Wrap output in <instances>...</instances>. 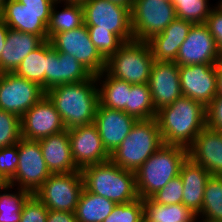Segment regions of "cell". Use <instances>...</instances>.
Returning <instances> with one entry per match:
<instances>
[{
  "label": "cell",
  "mask_w": 222,
  "mask_h": 222,
  "mask_svg": "<svg viewBox=\"0 0 222 222\" xmlns=\"http://www.w3.org/2000/svg\"><path fill=\"white\" fill-rule=\"evenodd\" d=\"M206 24H193L181 44L175 62L179 65L217 64L221 59Z\"/></svg>",
  "instance_id": "5bb4252c"
},
{
  "label": "cell",
  "mask_w": 222,
  "mask_h": 222,
  "mask_svg": "<svg viewBox=\"0 0 222 222\" xmlns=\"http://www.w3.org/2000/svg\"><path fill=\"white\" fill-rule=\"evenodd\" d=\"M214 37L217 49L222 57V1L216 2L205 23Z\"/></svg>",
  "instance_id": "60d3db41"
},
{
  "label": "cell",
  "mask_w": 222,
  "mask_h": 222,
  "mask_svg": "<svg viewBox=\"0 0 222 222\" xmlns=\"http://www.w3.org/2000/svg\"><path fill=\"white\" fill-rule=\"evenodd\" d=\"M72 157L78 170L110 160L94 123L68 129Z\"/></svg>",
  "instance_id": "e0dca14e"
},
{
  "label": "cell",
  "mask_w": 222,
  "mask_h": 222,
  "mask_svg": "<svg viewBox=\"0 0 222 222\" xmlns=\"http://www.w3.org/2000/svg\"><path fill=\"white\" fill-rule=\"evenodd\" d=\"M59 6L62 7L61 10L58 9ZM83 24L84 11L81 3L55 1L51 8L50 22L48 24V40L56 33L70 31Z\"/></svg>",
  "instance_id": "4316f807"
},
{
  "label": "cell",
  "mask_w": 222,
  "mask_h": 222,
  "mask_svg": "<svg viewBox=\"0 0 222 222\" xmlns=\"http://www.w3.org/2000/svg\"><path fill=\"white\" fill-rule=\"evenodd\" d=\"M84 189L81 170L51 174L34 194L48 210L75 212Z\"/></svg>",
  "instance_id": "30bf717a"
},
{
  "label": "cell",
  "mask_w": 222,
  "mask_h": 222,
  "mask_svg": "<svg viewBox=\"0 0 222 222\" xmlns=\"http://www.w3.org/2000/svg\"><path fill=\"white\" fill-rule=\"evenodd\" d=\"M56 0H7L2 20L10 29L31 33L48 40L51 8Z\"/></svg>",
  "instance_id": "52a82bcc"
},
{
  "label": "cell",
  "mask_w": 222,
  "mask_h": 222,
  "mask_svg": "<svg viewBox=\"0 0 222 222\" xmlns=\"http://www.w3.org/2000/svg\"><path fill=\"white\" fill-rule=\"evenodd\" d=\"M155 59L147 41L124 42L106 60L105 71L112 77L131 84L148 83Z\"/></svg>",
  "instance_id": "8992f818"
},
{
  "label": "cell",
  "mask_w": 222,
  "mask_h": 222,
  "mask_svg": "<svg viewBox=\"0 0 222 222\" xmlns=\"http://www.w3.org/2000/svg\"><path fill=\"white\" fill-rule=\"evenodd\" d=\"M144 217L143 199L116 204L103 222H139Z\"/></svg>",
  "instance_id": "d590c367"
},
{
  "label": "cell",
  "mask_w": 222,
  "mask_h": 222,
  "mask_svg": "<svg viewBox=\"0 0 222 222\" xmlns=\"http://www.w3.org/2000/svg\"><path fill=\"white\" fill-rule=\"evenodd\" d=\"M115 205L114 201L93 194L84 188L75 210L76 220L77 222H103Z\"/></svg>",
  "instance_id": "83f0119b"
},
{
  "label": "cell",
  "mask_w": 222,
  "mask_h": 222,
  "mask_svg": "<svg viewBox=\"0 0 222 222\" xmlns=\"http://www.w3.org/2000/svg\"><path fill=\"white\" fill-rule=\"evenodd\" d=\"M18 163V143L0 148V182L8 183L15 176Z\"/></svg>",
  "instance_id": "f35d334b"
},
{
  "label": "cell",
  "mask_w": 222,
  "mask_h": 222,
  "mask_svg": "<svg viewBox=\"0 0 222 222\" xmlns=\"http://www.w3.org/2000/svg\"><path fill=\"white\" fill-rule=\"evenodd\" d=\"M55 50L74 56L92 75L105 70L106 60L92 43L87 26L56 33L49 40Z\"/></svg>",
  "instance_id": "8fae6325"
},
{
  "label": "cell",
  "mask_w": 222,
  "mask_h": 222,
  "mask_svg": "<svg viewBox=\"0 0 222 222\" xmlns=\"http://www.w3.org/2000/svg\"><path fill=\"white\" fill-rule=\"evenodd\" d=\"M180 85L183 96L207 107L217 96L216 64L179 66Z\"/></svg>",
  "instance_id": "9a60e30c"
},
{
  "label": "cell",
  "mask_w": 222,
  "mask_h": 222,
  "mask_svg": "<svg viewBox=\"0 0 222 222\" xmlns=\"http://www.w3.org/2000/svg\"><path fill=\"white\" fill-rule=\"evenodd\" d=\"M46 92L35 82L17 76L15 73L0 74V110L11 112L20 118Z\"/></svg>",
  "instance_id": "4fadbf2b"
},
{
  "label": "cell",
  "mask_w": 222,
  "mask_h": 222,
  "mask_svg": "<svg viewBox=\"0 0 222 222\" xmlns=\"http://www.w3.org/2000/svg\"><path fill=\"white\" fill-rule=\"evenodd\" d=\"M84 188L116 204L139 198L135 172L118 167L111 160L81 170Z\"/></svg>",
  "instance_id": "3957f363"
},
{
  "label": "cell",
  "mask_w": 222,
  "mask_h": 222,
  "mask_svg": "<svg viewBox=\"0 0 222 222\" xmlns=\"http://www.w3.org/2000/svg\"><path fill=\"white\" fill-rule=\"evenodd\" d=\"M48 211L47 207L32 194L23 206L20 222H46Z\"/></svg>",
  "instance_id": "ab89813d"
},
{
  "label": "cell",
  "mask_w": 222,
  "mask_h": 222,
  "mask_svg": "<svg viewBox=\"0 0 222 222\" xmlns=\"http://www.w3.org/2000/svg\"><path fill=\"white\" fill-rule=\"evenodd\" d=\"M130 14L136 41H148L176 18L173 4L166 0H134Z\"/></svg>",
  "instance_id": "9c48e42d"
},
{
  "label": "cell",
  "mask_w": 222,
  "mask_h": 222,
  "mask_svg": "<svg viewBox=\"0 0 222 222\" xmlns=\"http://www.w3.org/2000/svg\"><path fill=\"white\" fill-rule=\"evenodd\" d=\"M136 118L122 110L110 109L99 104L94 124L106 151L111 154L130 133Z\"/></svg>",
  "instance_id": "ffe728a7"
},
{
  "label": "cell",
  "mask_w": 222,
  "mask_h": 222,
  "mask_svg": "<svg viewBox=\"0 0 222 222\" xmlns=\"http://www.w3.org/2000/svg\"><path fill=\"white\" fill-rule=\"evenodd\" d=\"M143 204L149 222H198L197 214L183 204L164 205L151 198L144 199Z\"/></svg>",
  "instance_id": "f1b7e54d"
},
{
  "label": "cell",
  "mask_w": 222,
  "mask_h": 222,
  "mask_svg": "<svg viewBox=\"0 0 222 222\" xmlns=\"http://www.w3.org/2000/svg\"><path fill=\"white\" fill-rule=\"evenodd\" d=\"M90 39L96 49L107 60L115 54L123 42L112 32L103 29H88Z\"/></svg>",
  "instance_id": "8d00e7d4"
},
{
  "label": "cell",
  "mask_w": 222,
  "mask_h": 222,
  "mask_svg": "<svg viewBox=\"0 0 222 222\" xmlns=\"http://www.w3.org/2000/svg\"><path fill=\"white\" fill-rule=\"evenodd\" d=\"M206 126L219 130L222 127V96H216L206 107Z\"/></svg>",
  "instance_id": "b9f144b4"
},
{
  "label": "cell",
  "mask_w": 222,
  "mask_h": 222,
  "mask_svg": "<svg viewBox=\"0 0 222 222\" xmlns=\"http://www.w3.org/2000/svg\"><path fill=\"white\" fill-rule=\"evenodd\" d=\"M47 71L46 40L23 59L15 74L40 85L45 91V72Z\"/></svg>",
  "instance_id": "1f68e13d"
},
{
  "label": "cell",
  "mask_w": 222,
  "mask_h": 222,
  "mask_svg": "<svg viewBox=\"0 0 222 222\" xmlns=\"http://www.w3.org/2000/svg\"><path fill=\"white\" fill-rule=\"evenodd\" d=\"M44 41L41 36L9 28L0 56V74L14 73L23 59Z\"/></svg>",
  "instance_id": "cb8c5ba5"
},
{
  "label": "cell",
  "mask_w": 222,
  "mask_h": 222,
  "mask_svg": "<svg viewBox=\"0 0 222 222\" xmlns=\"http://www.w3.org/2000/svg\"><path fill=\"white\" fill-rule=\"evenodd\" d=\"M7 0H0V3L3 5Z\"/></svg>",
  "instance_id": "f907efd6"
},
{
  "label": "cell",
  "mask_w": 222,
  "mask_h": 222,
  "mask_svg": "<svg viewBox=\"0 0 222 222\" xmlns=\"http://www.w3.org/2000/svg\"><path fill=\"white\" fill-rule=\"evenodd\" d=\"M206 107L189 97L181 96L157 111L163 144L189 148L206 127Z\"/></svg>",
  "instance_id": "6da1fadb"
},
{
  "label": "cell",
  "mask_w": 222,
  "mask_h": 222,
  "mask_svg": "<svg viewBox=\"0 0 222 222\" xmlns=\"http://www.w3.org/2000/svg\"><path fill=\"white\" fill-rule=\"evenodd\" d=\"M8 31H9V27L3 20H1L0 21V56L5 45Z\"/></svg>",
  "instance_id": "ee69618b"
},
{
  "label": "cell",
  "mask_w": 222,
  "mask_h": 222,
  "mask_svg": "<svg viewBox=\"0 0 222 222\" xmlns=\"http://www.w3.org/2000/svg\"><path fill=\"white\" fill-rule=\"evenodd\" d=\"M183 182L178 175L171 179L162 189L155 193L151 199L160 204H182L183 199Z\"/></svg>",
  "instance_id": "74e56055"
},
{
  "label": "cell",
  "mask_w": 222,
  "mask_h": 222,
  "mask_svg": "<svg viewBox=\"0 0 222 222\" xmlns=\"http://www.w3.org/2000/svg\"><path fill=\"white\" fill-rule=\"evenodd\" d=\"M31 195L32 193L27 190L2 183L0 185V222H20L23 206Z\"/></svg>",
  "instance_id": "f546056e"
},
{
  "label": "cell",
  "mask_w": 222,
  "mask_h": 222,
  "mask_svg": "<svg viewBox=\"0 0 222 222\" xmlns=\"http://www.w3.org/2000/svg\"><path fill=\"white\" fill-rule=\"evenodd\" d=\"M188 157L211 176H222V136L206 126L188 148Z\"/></svg>",
  "instance_id": "44dd1931"
},
{
  "label": "cell",
  "mask_w": 222,
  "mask_h": 222,
  "mask_svg": "<svg viewBox=\"0 0 222 222\" xmlns=\"http://www.w3.org/2000/svg\"><path fill=\"white\" fill-rule=\"evenodd\" d=\"M152 104L156 110L169 106L183 96L179 65L176 62L154 61L148 81Z\"/></svg>",
  "instance_id": "ac0fdd59"
},
{
  "label": "cell",
  "mask_w": 222,
  "mask_h": 222,
  "mask_svg": "<svg viewBox=\"0 0 222 222\" xmlns=\"http://www.w3.org/2000/svg\"><path fill=\"white\" fill-rule=\"evenodd\" d=\"M46 222H77L75 212L48 211Z\"/></svg>",
  "instance_id": "7bdbcfd3"
},
{
  "label": "cell",
  "mask_w": 222,
  "mask_h": 222,
  "mask_svg": "<svg viewBox=\"0 0 222 222\" xmlns=\"http://www.w3.org/2000/svg\"><path fill=\"white\" fill-rule=\"evenodd\" d=\"M192 22L175 18L162 32L147 42L156 61L175 62L181 44L185 41Z\"/></svg>",
  "instance_id": "7402d4cb"
},
{
  "label": "cell",
  "mask_w": 222,
  "mask_h": 222,
  "mask_svg": "<svg viewBox=\"0 0 222 222\" xmlns=\"http://www.w3.org/2000/svg\"><path fill=\"white\" fill-rule=\"evenodd\" d=\"M179 175L184 186L182 204L198 214L203 205L205 185L211 174L187 157L181 165Z\"/></svg>",
  "instance_id": "d4e9b609"
},
{
  "label": "cell",
  "mask_w": 222,
  "mask_h": 222,
  "mask_svg": "<svg viewBox=\"0 0 222 222\" xmlns=\"http://www.w3.org/2000/svg\"><path fill=\"white\" fill-rule=\"evenodd\" d=\"M109 1L116 2L118 4H121V5L131 8L134 0H109Z\"/></svg>",
  "instance_id": "bcb514c9"
},
{
  "label": "cell",
  "mask_w": 222,
  "mask_h": 222,
  "mask_svg": "<svg viewBox=\"0 0 222 222\" xmlns=\"http://www.w3.org/2000/svg\"><path fill=\"white\" fill-rule=\"evenodd\" d=\"M46 60L45 92L58 85L85 81L92 76L74 56L55 50L49 40H46Z\"/></svg>",
  "instance_id": "d6986e66"
},
{
  "label": "cell",
  "mask_w": 222,
  "mask_h": 222,
  "mask_svg": "<svg viewBox=\"0 0 222 222\" xmlns=\"http://www.w3.org/2000/svg\"><path fill=\"white\" fill-rule=\"evenodd\" d=\"M99 103L103 107L126 112L131 83L110 76L105 70L96 75Z\"/></svg>",
  "instance_id": "484cf974"
},
{
  "label": "cell",
  "mask_w": 222,
  "mask_h": 222,
  "mask_svg": "<svg viewBox=\"0 0 222 222\" xmlns=\"http://www.w3.org/2000/svg\"><path fill=\"white\" fill-rule=\"evenodd\" d=\"M56 1H59L61 3L63 2H69V3H84L86 0H56Z\"/></svg>",
  "instance_id": "7dc6e473"
},
{
  "label": "cell",
  "mask_w": 222,
  "mask_h": 222,
  "mask_svg": "<svg viewBox=\"0 0 222 222\" xmlns=\"http://www.w3.org/2000/svg\"><path fill=\"white\" fill-rule=\"evenodd\" d=\"M46 96L59 112L67 130L94 123L100 104L96 76L77 83L58 85L48 90Z\"/></svg>",
  "instance_id": "7a4b0ae2"
},
{
  "label": "cell",
  "mask_w": 222,
  "mask_h": 222,
  "mask_svg": "<svg viewBox=\"0 0 222 222\" xmlns=\"http://www.w3.org/2000/svg\"><path fill=\"white\" fill-rule=\"evenodd\" d=\"M3 5L0 3V21L2 20Z\"/></svg>",
  "instance_id": "c3c4849f"
},
{
  "label": "cell",
  "mask_w": 222,
  "mask_h": 222,
  "mask_svg": "<svg viewBox=\"0 0 222 222\" xmlns=\"http://www.w3.org/2000/svg\"><path fill=\"white\" fill-rule=\"evenodd\" d=\"M139 222H149L145 217H143Z\"/></svg>",
  "instance_id": "681fc988"
},
{
  "label": "cell",
  "mask_w": 222,
  "mask_h": 222,
  "mask_svg": "<svg viewBox=\"0 0 222 222\" xmlns=\"http://www.w3.org/2000/svg\"><path fill=\"white\" fill-rule=\"evenodd\" d=\"M163 145L156 118L136 120L130 133L110 154L118 167L136 172Z\"/></svg>",
  "instance_id": "5b68a950"
},
{
  "label": "cell",
  "mask_w": 222,
  "mask_h": 222,
  "mask_svg": "<svg viewBox=\"0 0 222 222\" xmlns=\"http://www.w3.org/2000/svg\"><path fill=\"white\" fill-rule=\"evenodd\" d=\"M217 70V96H222V58L216 64Z\"/></svg>",
  "instance_id": "f6af8a7d"
},
{
  "label": "cell",
  "mask_w": 222,
  "mask_h": 222,
  "mask_svg": "<svg viewBox=\"0 0 222 222\" xmlns=\"http://www.w3.org/2000/svg\"><path fill=\"white\" fill-rule=\"evenodd\" d=\"M187 157V148L163 144L135 172L139 198H151L177 177Z\"/></svg>",
  "instance_id": "277c9868"
},
{
  "label": "cell",
  "mask_w": 222,
  "mask_h": 222,
  "mask_svg": "<svg viewBox=\"0 0 222 222\" xmlns=\"http://www.w3.org/2000/svg\"><path fill=\"white\" fill-rule=\"evenodd\" d=\"M218 131H219V133H220L221 136H222V127H221Z\"/></svg>",
  "instance_id": "816d5d0a"
},
{
  "label": "cell",
  "mask_w": 222,
  "mask_h": 222,
  "mask_svg": "<svg viewBox=\"0 0 222 222\" xmlns=\"http://www.w3.org/2000/svg\"><path fill=\"white\" fill-rule=\"evenodd\" d=\"M44 161L51 174L78 171L70 147L68 130L38 140Z\"/></svg>",
  "instance_id": "603a6c76"
},
{
  "label": "cell",
  "mask_w": 222,
  "mask_h": 222,
  "mask_svg": "<svg viewBox=\"0 0 222 222\" xmlns=\"http://www.w3.org/2000/svg\"><path fill=\"white\" fill-rule=\"evenodd\" d=\"M209 2V0H171L175 8L176 18L192 22L193 24L206 23L214 7Z\"/></svg>",
  "instance_id": "836d02e7"
},
{
  "label": "cell",
  "mask_w": 222,
  "mask_h": 222,
  "mask_svg": "<svg viewBox=\"0 0 222 222\" xmlns=\"http://www.w3.org/2000/svg\"><path fill=\"white\" fill-rule=\"evenodd\" d=\"M21 138V118L0 110V148L17 144Z\"/></svg>",
  "instance_id": "e575fe53"
},
{
  "label": "cell",
  "mask_w": 222,
  "mask_h": 222,
  "mask_svg": "<svg viewBox=\"0 0 222 222\" xmlns=\"http://www.w3.org/2000/svg\"><path fill=\"white\" fill-rule=\"evenodd\" d=\"M19 163L8 184L35 194L51 172L44 161L39 141L21 138L18 141Z\"/></svg>",
  "instance_id": "7c38bea8"
},
{
  "label": "cell",
  "mask_w": 222,
  "mask_h": 222,
  "mask_svg": "<svg viewBox=\"0 0 222 222\" xmlns=\"http://www.w3.org/2000/svg\"><path fill=\"white\" fill-rule=\"evenodd\" d=\"M66 130L54 104L45 95L21 117V137L40 140Z\"/></svg>",
  "instance_id": "2e32d148"
},
{
  "label": "cell",
  "mask_w": 222,
  "mask_h": 222,
  "mask_svg": "<svg viewBox=\"0 0 222 222\" xmlns=\"http://www.w3.org/2000/svg\"><path fill=\"white\" fill-rule=\"evenodd\" d=\"M82 7L87 29L108 30L123 43L134 40L129 7L109 0H86Z\"/></svg>",
  "instance_id": "ba28073f"
},
{
  "label": "cell",
  "mask_w": 222,
  "mask_h": 222,
  "mask_svg": "<svg viewBox=\"0 0 222 222\" xmlns=\"http://www.w3.org/2000/svg\"><path fill=\"white\" fill-rule=\"evenodd\" d=\"M126 113L137 120L156 118L157 112L152 104L148 83L131 85Z\"/></svg>",
  "instance_id": "d6a6232c"
},
{
  "label": "cell",
  "mask_w": 222,
  "mask_h": 222,
  "mask_svg": "<svg viewBox=\"0 0 222 222\" xmlns=\"http://www.w3.org/2000/svg\"><path fill=\"white\" fill-rule=\"evenodd\" d=\"M198 221L222 222V176H210L207 180L203 205L197 214Z\"/></svg>",
  "instance_id": "4dcf8cb0"
}]
</instances>
